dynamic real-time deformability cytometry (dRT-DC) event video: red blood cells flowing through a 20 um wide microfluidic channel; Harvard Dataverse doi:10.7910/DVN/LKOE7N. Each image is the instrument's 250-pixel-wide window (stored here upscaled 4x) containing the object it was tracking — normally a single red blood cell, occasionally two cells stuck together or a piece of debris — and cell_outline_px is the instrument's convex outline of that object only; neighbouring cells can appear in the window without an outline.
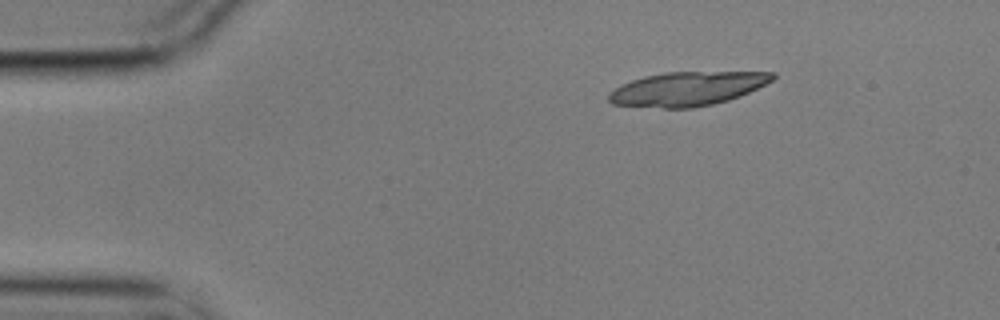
{"species": "common noctule bat (a hibernating species)", "species_latin": "Nyctalus noctula", "temperature_condition": "cold", "stored_images_in_passage": 3, "camera_frame_rate_fps": 3000, "um_per_image_px": 0.085, "animal": {"sex": "male", "body_mass_g": 17.9}, "frame": {"image": 1, "passage_image": 1, "time_ms": 0.0, "image_size_px": [1000, 320], "cell_outline_px": [[776, 76], [772, 80], [740, 96], [728, 100], [712, 104], [692, 108], [664, 108], [612, 104], [608, 100], [608, 92], [620, 84], [644, 76], [664, 72], [776, 72]], "centroid_in_image_um": [58.38, 7.54], "position_along_channel_um": 26.6, "area_um2": 32.37}}